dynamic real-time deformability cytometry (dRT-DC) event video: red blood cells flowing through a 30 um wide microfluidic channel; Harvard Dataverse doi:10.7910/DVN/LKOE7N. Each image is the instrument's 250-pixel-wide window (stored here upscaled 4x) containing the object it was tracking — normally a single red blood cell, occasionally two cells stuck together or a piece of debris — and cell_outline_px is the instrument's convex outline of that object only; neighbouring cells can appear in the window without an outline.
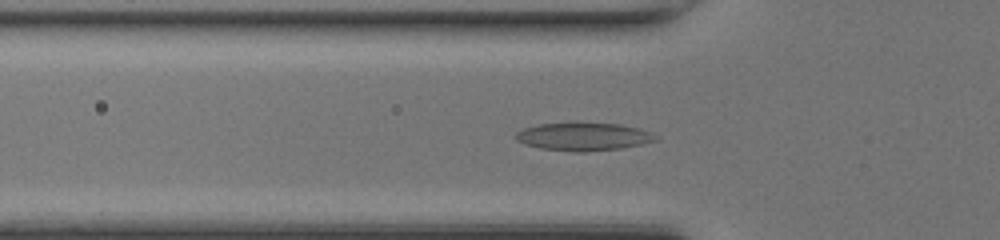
{"species": "common noctule bat (a hibernating species)", "species_latin": "Nyctalus noctula", "temperature_condition": "room temperature", "stored_images_in_passage": 40, "camera_frame_rate_fps": 3000, "um_per_image_px": 0.085, "animal": {"sex": "female", "body_mass_g": 17.0, "forearm_length_mm": 48.0}, "frame": {"image": 1, "passage_image": 8, "time_ms": 2.333, "image_size_px": [1000, 240], "cell_outline_px": [[660, 140], [620, 148], [584, 152], [572, 152], [540, 148], [524, 144], [516, 140], [512, 136], [516, 132], [524, 128], [540, 124], [620, 124], [640, 128], [652, 132], [660, 136]], "centroid_in_image_um": [49.62, 11.63], "position_along_channel_um": 76.2, "area_um2": 22.72}}
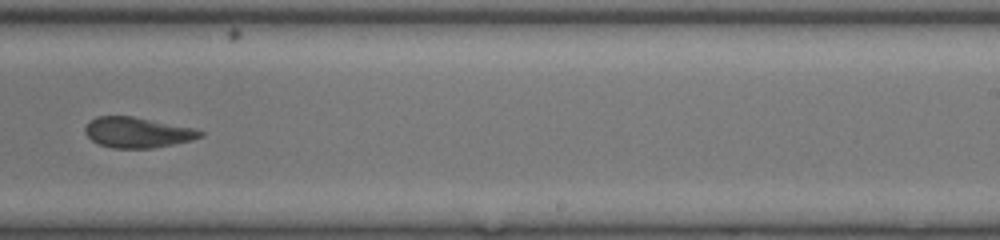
{"frame": {"image": 2, "passage_image": 22, "time_ms": 7.0, "image_size_px": [1000, 240], "cell_outline_px": [[204, 136], [192, 140], [152, 148], [112, 148], [100, 144], [92, 140], [84, 132], [84, 128], [88, 120], [96, 116], [132, 116], [196, 128], [204, 132]], "centroid_in_image_um": [11.68, 11.25], "position_along_channel_um": 277.3, "area_um2": 20.58}}
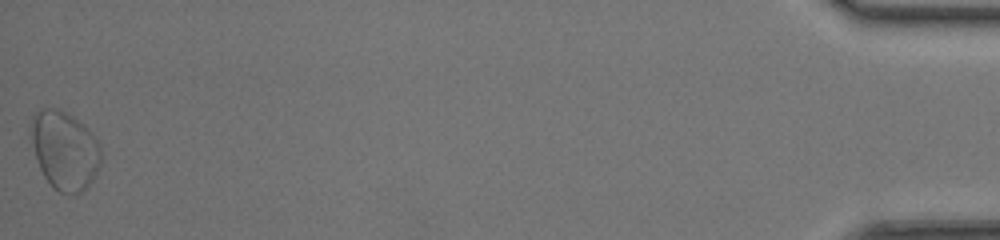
{"frame": {"image": 3, "passage_image": 40, "time_ms": 13.0, "image_size_px": [1000, 240], "cell_outline_px": [[100, 164], [92, 180], [80, 192], [72, 196], [60, 192], [52, 188], [44, 176], [40, 168], [36, 156], [32, 140], [32, 116], [36, 112], [44, 108], [60, 108], [68, 112], [84, 124], [100, 144]], "centroid_in_image_um": [5.5, 12.77], "position_along_channel_um": 429.7, "area_um2": 31.91}, "authors_computed_cell_mechanics": {"area_um2": 21.2415, "velocity_mm_per_s": 4.3013, "shape_relaxation_time_tau1_ms": 4.1966, "shape_relaxation_time_tau2_ms": 3.7287, "deformation_change_tau1": 0.1434, "deformation_change_tau2": 0.1095}}